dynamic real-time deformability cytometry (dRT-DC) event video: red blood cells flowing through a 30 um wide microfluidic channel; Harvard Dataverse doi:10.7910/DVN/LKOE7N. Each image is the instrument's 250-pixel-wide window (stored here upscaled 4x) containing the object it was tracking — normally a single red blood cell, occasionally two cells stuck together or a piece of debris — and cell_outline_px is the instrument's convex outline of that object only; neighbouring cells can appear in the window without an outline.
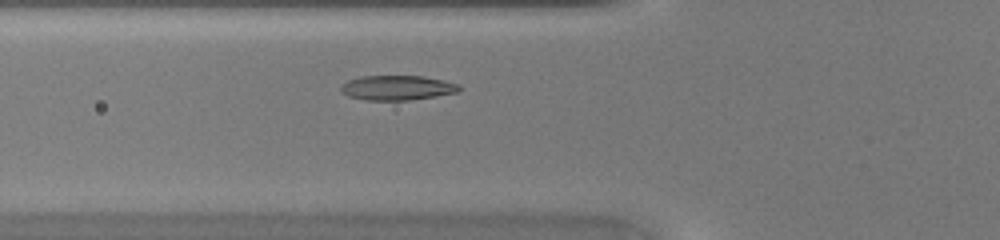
{"species": "common noctule bat (a hibernating species)", "species_latin": "Nyctalus noctula", "temperature_condition": "warm", "stored_images_in_passage": 36, "camera_frame_rate_fps": 3000, "um_per_image_px": 0.085, "animal": {"sex": "female", "body_mass_g": 20.0, "forearm_length_mm": 54.0}, "frame": {"image": 1, "passage_image": 7, "time_ms": 2.0, "image_size_px": [1000, 240], "cell_outline_px": [[460, 92], [436, 96], [408, 100], [368, 100], [348, 96], [340, 92], [340, 84], [348, 80], [360, 76], [420, 76], [444, 80], [456, 84], [460, 88]], "centroid_in_image_um": [33.71, 7.46], "position_along_channel_um": 92.1, "area_um2": 17.05}}
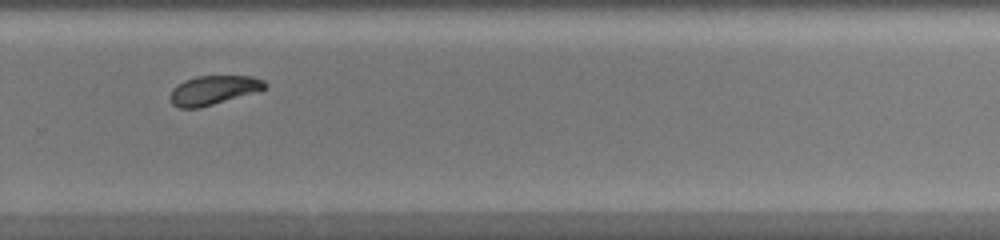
{"frame": {"image": 2, "passage_image": 22, "time_ms": 7.0, "image_size_px": [1000, 240], "cell_outline_px": [[268, 84], [260, 92], [200, 108], [180, 108], [172, 104], [168, 96], [172, 88], [184, 80], [196, 76], [252, 76], [264, 80]], "centroid_in_image_um": [18.15, 7.67], "position_along_channel_um": 311.6, "area_um2": 16.47}}
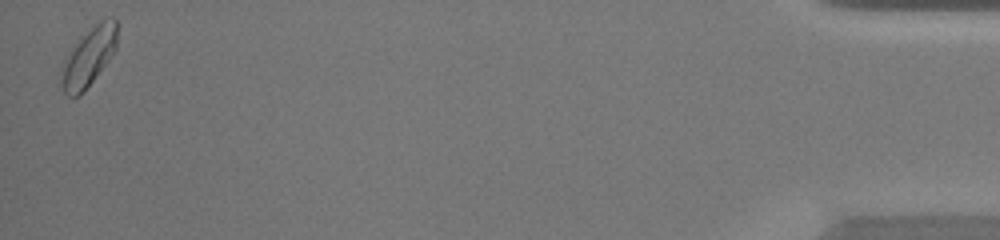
{"frame": {"image": 3, "passage_image": 36, "time_ms": 11.667, "image_size_px": [1000, 240], "cell_outline_px": [[116, 48], [108, 60], [80, 96], [68, 96], [64, 92], [60, 84], [60, 76], [64, 60], [72, 44], [100, 20], [112, 16], [116, 20]], "centroid_in_image_um": [7.5, 4.83], "position_along_channel_um": 427.7, "area_um2": 18.96}}